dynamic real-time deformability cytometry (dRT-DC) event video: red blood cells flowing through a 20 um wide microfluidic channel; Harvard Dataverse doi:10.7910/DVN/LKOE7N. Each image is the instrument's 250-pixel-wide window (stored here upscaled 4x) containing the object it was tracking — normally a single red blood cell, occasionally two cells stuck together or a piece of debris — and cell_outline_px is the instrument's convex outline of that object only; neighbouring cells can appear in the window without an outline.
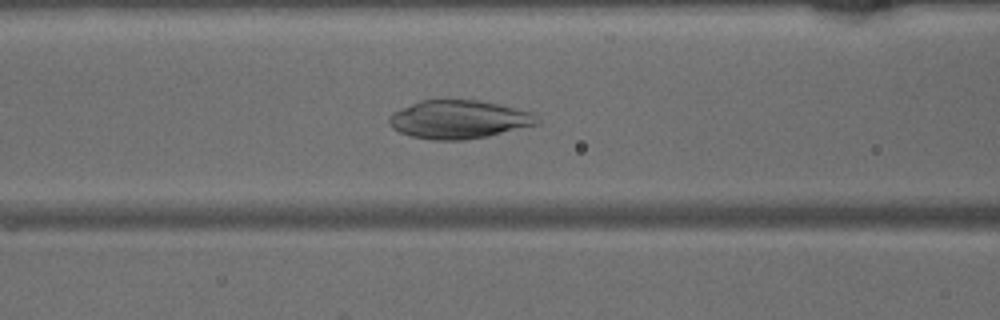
{"species": "common noctule bat (a hibernating species)", "species_latin": "Nyctalus noctula", "temperature_condition": "warm", "stored_images_in_passage": 34, "camera_frame_rate_fps": 3000, "um_per_image_px": 0.085, "animal": {"sex": "male", "body_mass_g": 15.6}, "frame": {"image": 1, "passage_image": 6, "time_ms": 1.667, "image_size_px": [1000, 320], "cell_outline_px": [[540, 124], [488, 136], [464, 140], [436, 140], [412, 136], [400, 132], [392, 128], [388, 124], [388, 116], [392, 112], [400, 108], [420, 100], [480, 100], [500, 104], [532, 112], [540, 120]], "centroid_in_image_um": [39.0, 10.15], "position_along_channel_um": 127.6, "area_um2": 33.35}}
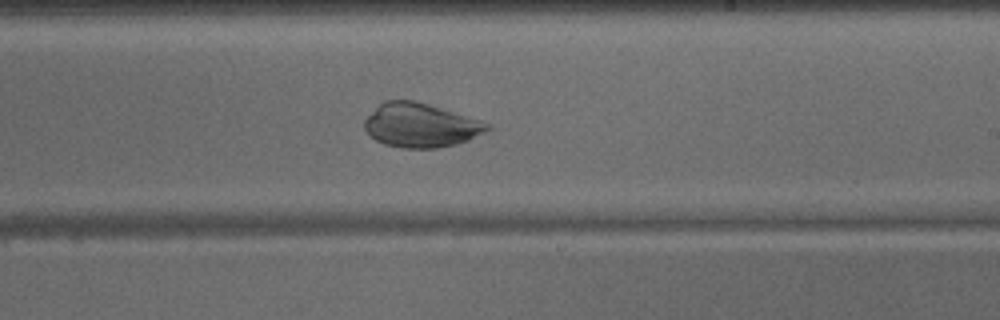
{"frame": {"image": 2, "passage_image": 15, "time_ms": 4.667, "image_size_px": [1000, 320], "cell_outline_px": [[492, 128], [468, 140], [456, 144], [436, 148], [404, 148], [384, 144], [376, 140], [364, 128], [364, 120], [384, 100], [412, 100], [428, 104], [480, 120], [488, 124]], "centroid_in_image_um": [35.74, 10.65], "position_along_channel_um": 253.3, "area_um2": 31.1}}
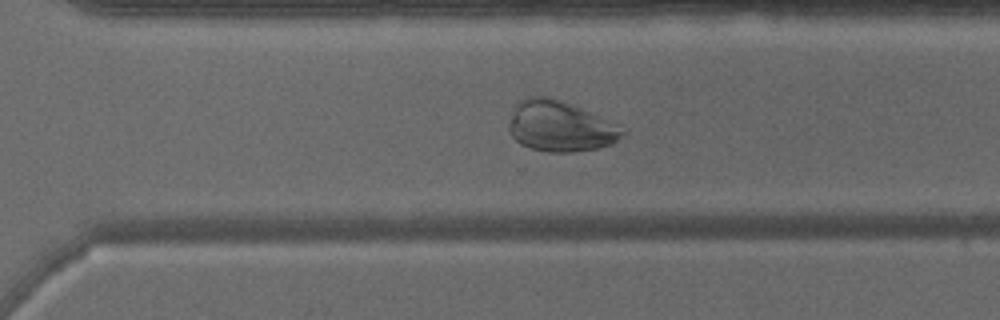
{"frame": {"image": 3, "passage_image": 20, "time_ms": 6.333, "image_size_px": [1000, 320], "cell_outline_px": [[628, 132], [612, 144], [596, 148], [572, 152], [548, 152], [532, 148], [520, 144], [512, 136], [508, 128], [508, 124], [516, 104], [520, 100], [532, 96], [544, 96], [580, 108], [616, 124]], "centroid_in_image_um": [47.6, 10.76], "position_along_channel_um": 323.0, "area_um2": 32.95}}